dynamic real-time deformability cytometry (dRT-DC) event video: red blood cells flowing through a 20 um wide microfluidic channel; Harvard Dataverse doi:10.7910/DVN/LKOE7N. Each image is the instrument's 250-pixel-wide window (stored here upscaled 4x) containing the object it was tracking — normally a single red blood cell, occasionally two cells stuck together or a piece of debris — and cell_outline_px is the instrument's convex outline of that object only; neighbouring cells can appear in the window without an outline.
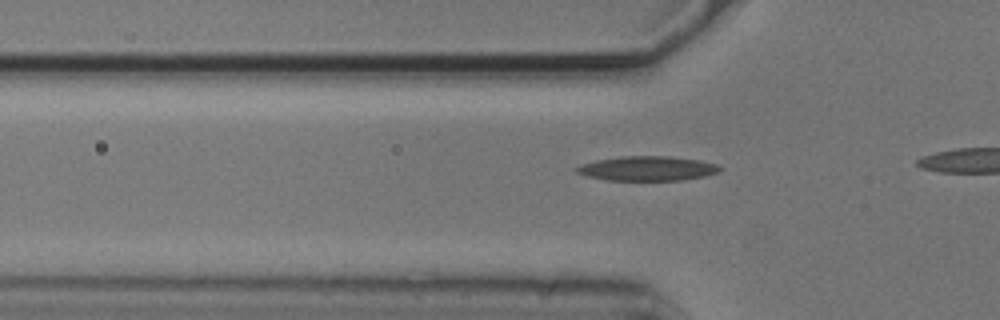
{"species": "common noctule bat (a hibernating species)", "species_latin": "Nyctalus noctula", "temperature_condition": "cold", "stored_images_in_passage": 9, "camera_frame_rate_fps": 3000, "um_per_image_px": 0.085, "animal": {"sex": "male", "body_mass_g": 20.5, "forearm_length_mm": 52.5}, "frame": {"image": 1, "passage_image": 6, "time_ms": 1.667, "image_size_px": [1000, 320], "cell_outline_px": [[724, 168], [720, 172], [704, 176], [680, 180], [604, 180], [588, 176], [576, 172], [572, 168], [580, 164], [596, 160], [620, 156], [668, 156], [700, 160], [716, 164]], "centroid_in_image_um": [55.01, 14.31], "position_along_channel_um": 70.8, "area_um2": 20.63}}